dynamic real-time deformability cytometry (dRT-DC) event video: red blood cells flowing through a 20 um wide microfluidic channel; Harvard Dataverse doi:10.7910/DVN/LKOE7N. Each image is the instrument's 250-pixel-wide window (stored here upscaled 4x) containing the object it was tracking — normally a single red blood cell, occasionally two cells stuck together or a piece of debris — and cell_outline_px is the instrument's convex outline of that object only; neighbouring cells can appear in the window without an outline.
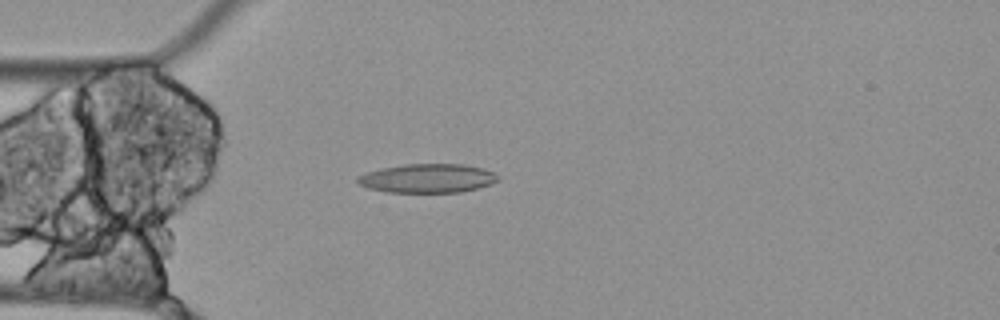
{"species": "Egyptian fruit bat (a non-hibernating species)", "species_latin": "Rousettus aegyptiacus", "temperature_condition": "cold", "stored_images_in_passage": 56, "camera_frame_rate_fps": 3000, "um_per_image_px": 0.085, "animal": {"sex": "female"}, "frame": {"image": 1, "passage_image": 15, "time_ms": 4.667, "image_size_px": [1000, 320], "cell_outline_px": [[500, 180], [492, 184], [460, 192], [388, 192], [368, 188], [360, 184], [356, 180], [356, 176], [368, 172], [384, 168], [404, 164], [464, 164], [484, 168], [500, 176]], "centroid_in_image_um": [36.38, 15.15], "position_along_channel_um": 48.6, "area_um2": 23.64}}
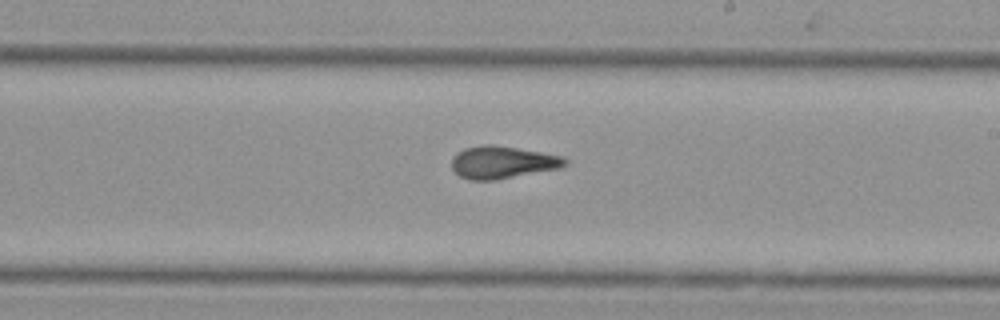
{"frame": {"image": 2, "passage_image": 32, "time_ms": 10.333, "image_size_px": [1000, 320], "cell_outline_px": [[568, 164], [560, 168], [496, 180], [472, 180], [460, 176], [452, 168], [452, 156], [456, 152], [464, 148], [484, 144], [492, 144], [564, 156], [568, 160]], "centroid_in_image_um": [42.71, 13.79], "position_along_channel_um": 246.3, "area_um2": 21.5}}
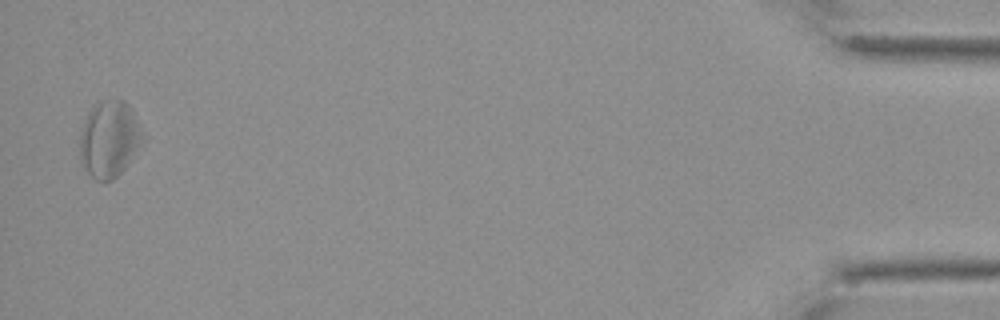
{"frame": {"image": 3, "passage_image": 55, "time_ms": 18.0, "image_size_px": [1000, 320], "cell_outline_px": [[148, 140], [128, 164], [112, 180], [96, 180], [88, 172], [80, 160], [80, 132], [84, 120], [88, 112], [96, 104], [104, 100], [124, 100], [128, 104], [148, 136]], "centroid_in_image_um": [9.37, 11.81], "position_along_channel_um": 425.8, "area_um2": 28.55}, "authors_computed_cell_mechanics": {"area_um2": 23.1489, "velocity_mm_per_s": 3.4749, "shape_relaxation_time_tau1_ms": null, "shape_relaxation_time_tau2_ms": 4.2011, "deformation_change_tau1": null, "deformation_change_tau2": 0.1214}}